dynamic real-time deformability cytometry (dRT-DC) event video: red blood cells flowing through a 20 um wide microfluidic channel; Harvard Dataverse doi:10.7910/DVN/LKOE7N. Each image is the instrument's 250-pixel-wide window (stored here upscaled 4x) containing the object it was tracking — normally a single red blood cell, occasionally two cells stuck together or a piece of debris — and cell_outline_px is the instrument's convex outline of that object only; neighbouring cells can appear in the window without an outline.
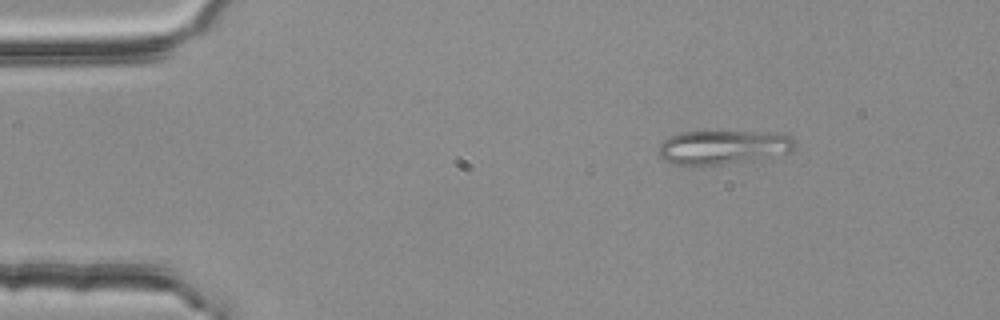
{"species": "common noctule bat (a hibernating species)", "species_latin": "Nyctalus noctula", "temperature_condition": "room temperature", "stored_images_in_passage": 3, "camera_frame_rate_fps": 3000, "um_per_image_px": 0.085, "animal": {"sex": "female", "body_mass_g": 25.1}, "frame": {"image": 1, "passage_image": 1, "time_ms": 0.0, "image_size_px": [1000, 320], "cell_outline_px": [[796, 144], [792, 152], [716, 164], [676, 164], [664, 160], [660, 156], [660, 144], [664, 140], [672, 136], [684, 132], [768, 132], [792, 136]], "centroid_in_image_um": [61.48, 12.48], "position_along_channel_um": 23.5, "area_um2": 25.95}}